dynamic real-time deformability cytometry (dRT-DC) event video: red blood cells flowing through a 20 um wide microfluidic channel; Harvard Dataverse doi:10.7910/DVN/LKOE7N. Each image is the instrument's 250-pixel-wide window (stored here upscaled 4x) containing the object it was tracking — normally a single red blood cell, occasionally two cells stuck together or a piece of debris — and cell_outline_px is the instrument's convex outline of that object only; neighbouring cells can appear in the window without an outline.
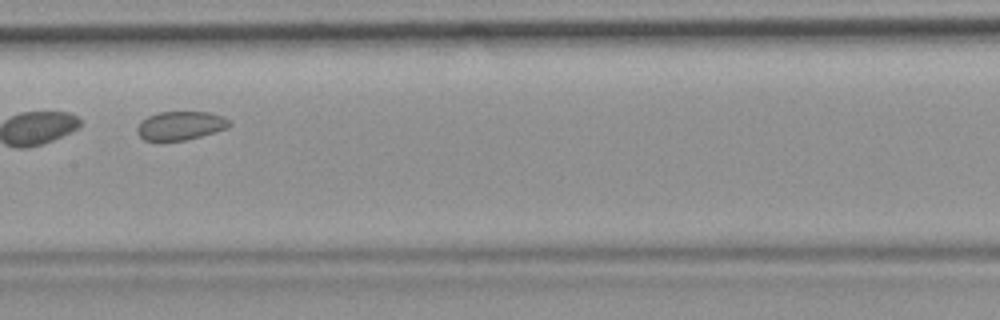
{"species": "common noctule bat (a hibernating species)", "species_latin": "Nyctalus noctula", "temperature_condition": "room temperature", "stored_images_in_passage": 10, "camera_frame_rate_fps": 3000, "um_per_image_px": 0.085, "animal": {"sex": "female", "body_mass_g": 19.9}, "frame": {"image": 1, "passage_image": 4, "time_ms": 1.0, "image_size_px": [1000, 320], "cell_outline_px": [[232, 124], [228, 128], [200, 136], [184, 140], [144, 140], [136, 132], [136, 128], [140, 120], [156, 112], [208, 112], [220, 116], [228, 120]], "centroid_in_image_um": [15.3, 10.67], "position_along_channel_um": 192.1, "area_um2": 15.32}}
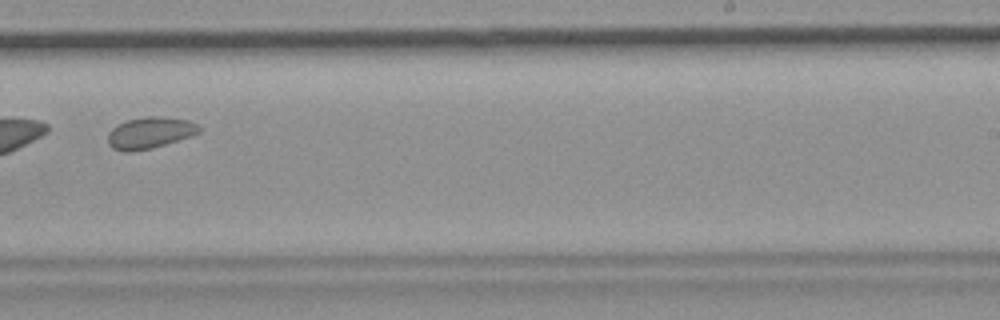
{"frame": {"image": 2, "passage_image": 6, "time_ms": 1.667, "image_size_px": [1000, 320], "cell_outline_px": [[200, 132], [152, 148], [128, 152], [112, 148], [108, 144], [108, 132], [116, 124], [124, 120], [144, 116], [160, 116], [188, 120], [196, 124], [200, 128]], "centroid_in_image_um": [12.67, 11.26], "position_along_channel_um": 276.3, "area_um2": 16.65}}